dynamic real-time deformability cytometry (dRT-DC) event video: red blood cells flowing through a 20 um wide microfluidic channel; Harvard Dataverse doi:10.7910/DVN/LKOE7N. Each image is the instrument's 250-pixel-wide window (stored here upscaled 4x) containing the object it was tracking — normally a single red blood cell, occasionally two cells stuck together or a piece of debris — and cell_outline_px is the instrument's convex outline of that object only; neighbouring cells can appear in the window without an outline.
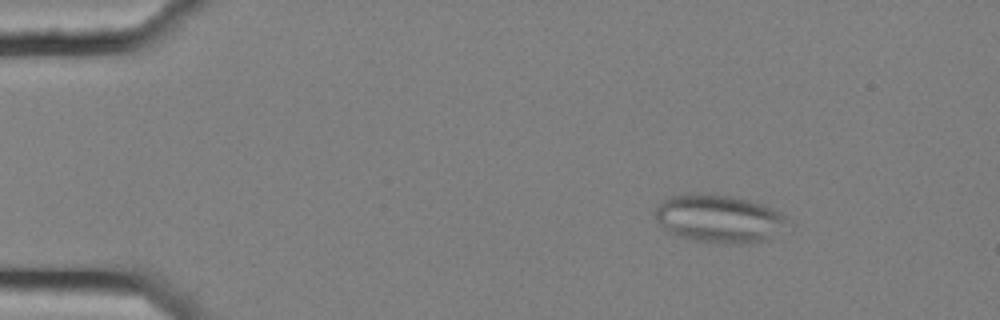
{"species": "common noctule bat (a hibernating species)", "species_latin": "Nyctalus noctula", "temperature_condition": "cold", "stored_images_in_passage": 49, "camera_frame_rate_fps": 3000, "um_per_image_px": 0.085, "animal": {"sex": "female", "body_mass_g": 25.1}, "frame": {"image": 1, "passage_image": 1, "time_ms": 0.0, "image_size_px": [1000, 320], "cell_outline_px": [[796, 224], [764, 240], [752, 244], [720, 244], [688, 240], [664, 232], [656, 220], [652, 212], [656, 204], [660, 200], [668, 196], [688, 192], [732, 196], [748, 200], [772, 208], [780, 212]], "centroid_in_image_um": [61.07, 18.6], "position_along_channel_um": 23.9, "area_um2": 38.61}}
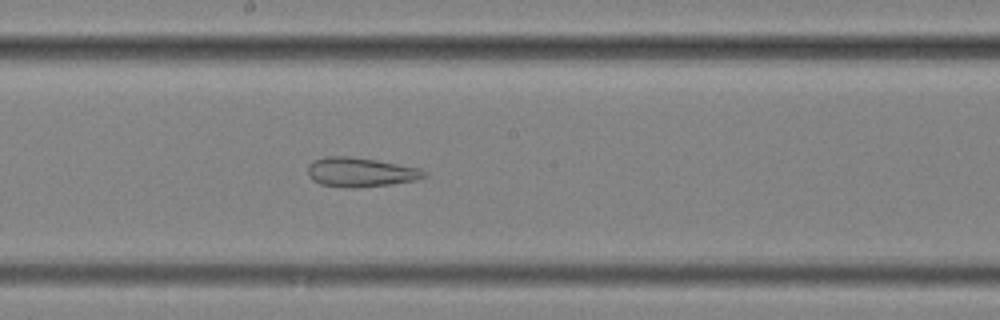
{"frame": {"image": 2, "passage_image": 24, "time_ms": 7.667, "image_size_px": [1000, 320], "cell_outline_px": [[428, 176], [416, 180], [388, 184], [320, 184], [312, 180], [308, 176], [308, 164], [312, 160], [324, 156], [348, 156], [376, 160], [420, 168]], "centroid_in_image_um": [30.62, 14.56], "position_along_channel_um": 217.6, "area_um2": 18.84}}
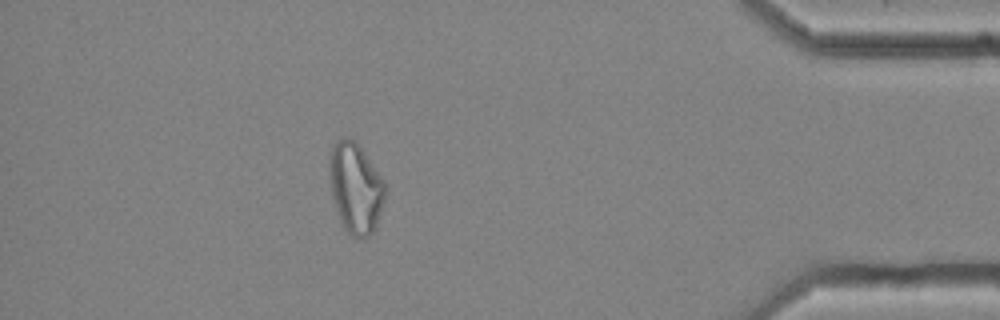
{"frame": {"image": 3, "passage_image": 43, "time_ms": 14.0, "image_size_px": [1000, 320], "cell_outline_px": [[388, 192], [376, 228], [368, 236], [356, 240], [344, 228], [340, 220], [332, 196], [328, 168], [328, 160], [332, 148], [336, 140], [356, 140], [384, 180], [388, 188]], "centroid_in_image_um": [30.26, 16.01], "position_along_channel_um": 404.9, "area_um2": 29.77}, "authors_computed_cell_mechanics": {"area_um2": 27.5128, "velocity_mm_per_s": 3.6058, "shape_relaxation_time_tau1_ms": null, "shape_relaxation_time_tau2_ms": 2.2463, "deformation_change_tau1": null, "deformation_change_tau2": 0.0999}}